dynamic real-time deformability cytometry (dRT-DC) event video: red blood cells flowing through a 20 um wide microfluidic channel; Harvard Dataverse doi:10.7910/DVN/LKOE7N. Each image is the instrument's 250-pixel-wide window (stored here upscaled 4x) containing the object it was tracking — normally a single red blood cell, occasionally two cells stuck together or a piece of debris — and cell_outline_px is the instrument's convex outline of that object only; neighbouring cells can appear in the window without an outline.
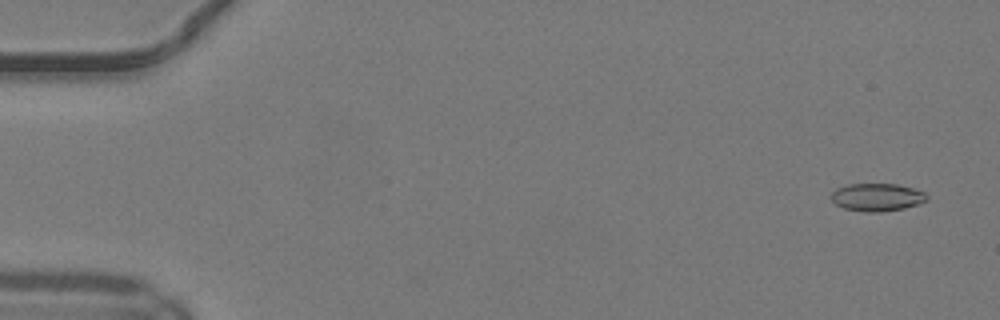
{"species": "common noctule bat (a hibernating species)", "species_latin": "Nyctalus noctula", "temperature_condition": "warm", "stored_images_in_passage": 51, "camera_frame_rate_fps": 3000, "um_per_image_px": 0.085, "animal": {"sex": "male", "body_mass_g": 19.2, "forearm_length_mm": 51.8}, "frame": {"image": 1, "passage_image": 3, "time_ms": 0.667, "image_size_px": [1000, 320], "cell_outline_px": [[928, 200], [920, 204], [904, 208], [880, 212], [864, 212], [844, 208], [836, 204], [832, 200], [832, 192], [836, 188], [848, 184], [896, 184], [912, 188], [924, 192], [928, 196]], "centroid_in_image_um": [74.57, 16.76], "position_along_channel_um": 10.4, "area_um2": 15.49}}
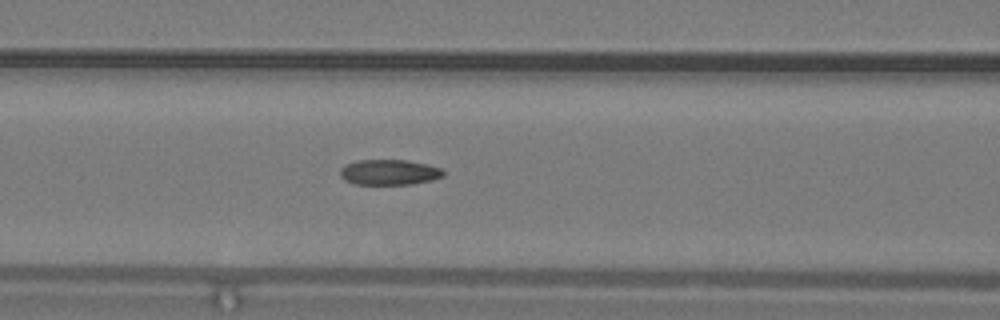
{"frame": {"image": 2, "passage_image": 22, "time_ms": 7.0, "image_size_px": [1000, 320], "cell_outline_px": [[444, 176], [432, 180], [412, 184], [356, 184], [344, 180], [340, 176], [340, 168], [344, 164], [356, 160], [404, 160], [428, 164], [440, 168], [444, 172]], "centroid_in_image_um": [33.06, 14.63], "position_along_channel_um": 133.5, "area_um2": 15.37}}
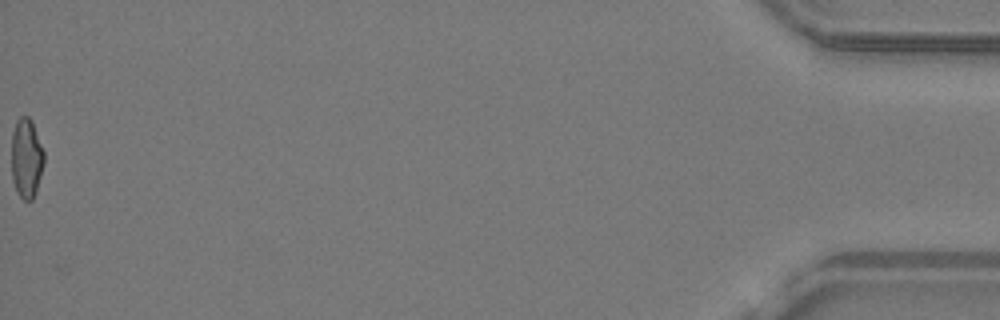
{"frame": {"image": 3, "passage_image": 51, "time_ms": 16.667, "image_size_px": [1000, 320], "cell_outline_px": [[44, 164], [36, 192], [32, 200], [24, 200], [16, 192], [12, 180], [12, 132], [16, 120], [20, 116], [28, 116], [32, 120], [44, 152]], "centroid_in_image_um": [2.24, 13.44], "position_along_channel_um": 433.0, "area_um2": 15.26}, "authors_computed_cell_mechanics": {"area_um2": 15.6638, "velocity_mm_per_s": 4.1802, "shape_relaxation_time_tau1_ms": 11.3248, "shape_relaxation_time_tau2_ms": 1.9064, "deformation_change_tau1": 0.2445, "deformation_change_tau2": 0.0784}}